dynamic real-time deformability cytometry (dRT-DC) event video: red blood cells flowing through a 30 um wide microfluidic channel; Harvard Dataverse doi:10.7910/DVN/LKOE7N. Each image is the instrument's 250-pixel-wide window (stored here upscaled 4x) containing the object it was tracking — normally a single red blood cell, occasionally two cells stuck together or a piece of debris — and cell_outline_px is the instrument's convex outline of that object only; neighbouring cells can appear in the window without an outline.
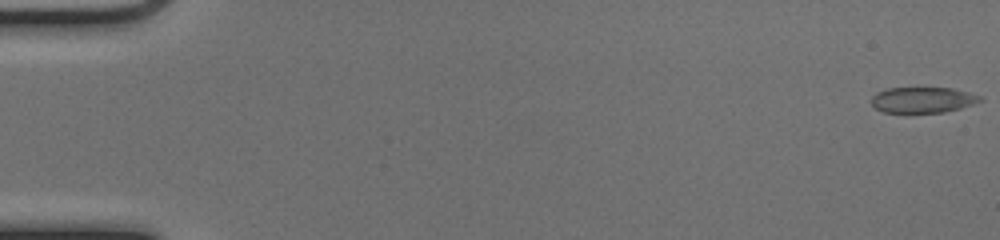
{"species": "common noctule bat (a hibernating species)", "species_latin": "Nyctalus noctula", "temperature_condition": "cold", "stored_images_in_passage": 53, "camera_frame_rate_fps": 3000, "um_per_image_px": 0.085, "animal": {"sex": "female", "body_mass_g": 17.0, "forearm_length_mm": 48.0}, "frame": {"image": 1, "passage_image": 1, "time_ms": 0.0, "image_size_px": [1000, 240], "cell_outline_px": [[984, 100], [960, 108], [944, 112], [884, 112], [876, 108], [872, 104], [872, 96], [876, 92], [888, 88], [952, 88], [968, 92], [980, 96]], "centroid_in_image_um": [78.43, 8.48], "position_along_channel_um": 6.6, "area_um2": 16.13}}
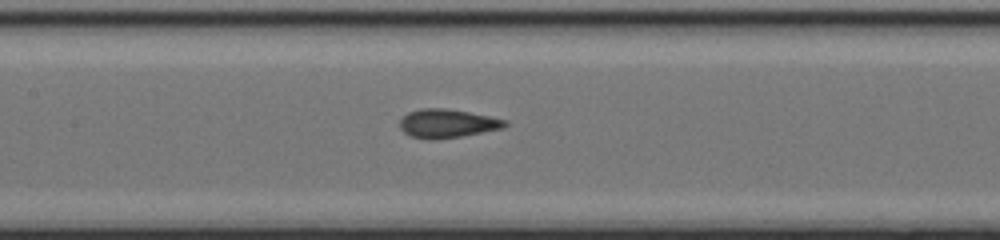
{"frame": {"image": 2, "passage_image": 26, "time_ms": 8.333, "image_size_px": [1000, 240], "cell_outline_px": [[508, 124], [504, 128], [460, 136], [432, 140], [428, 140], [412, 136], [404, 132], [400, 128], [400, 120], [408, 112], [420, 108], [448, 108], [508, 120]], "centroid_in_image_um": [38.02, 10.49], "position_along_channel_um": 169.4, "area_um2": 17.51}}
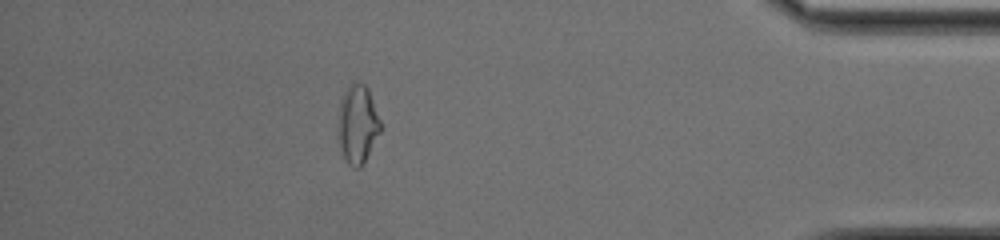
{"frame": {"image": 3, "passage_image": 47, "time_ms": 15.333, "image_size_px": [1000, 240], "cell_outline_px": [[384, 128], [364, 164], [360, 168], [352, 168], [348, 164], [340, 148], [336, 136], [336, 128], [340, 100], [344, 92], [352, 80], [356, 80], [364, 84], [368, 88]], "centroid_in_image_um": [30.4, 10.57], "position_along_channel_um": 404.8, "area_um2": 20.46}, "authors_computed_cell_mechanics": {"area_um2": 17.6868, "velocity_mm_per_s": 3.9967, "shape_relaxation_time_tau1_ms": null, "shape_relaxation_time_tau2_ms": 1.4504, "deformation_change_tau1": null, "deformation_change_tau2": 0.0701}}